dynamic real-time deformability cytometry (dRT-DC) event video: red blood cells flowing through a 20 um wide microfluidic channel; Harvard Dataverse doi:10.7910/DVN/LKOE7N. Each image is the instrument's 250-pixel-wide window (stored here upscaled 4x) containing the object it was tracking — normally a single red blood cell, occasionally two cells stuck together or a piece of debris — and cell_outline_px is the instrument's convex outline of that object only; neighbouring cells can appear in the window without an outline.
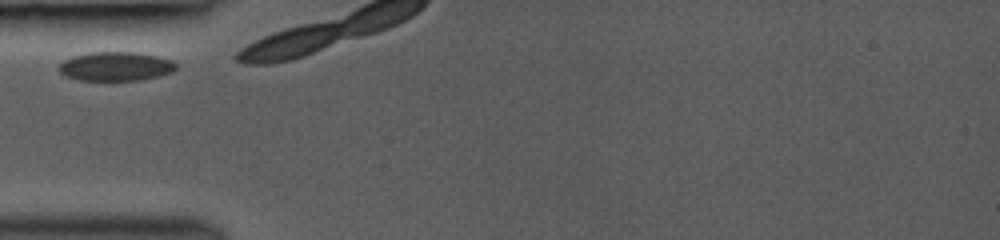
{"species": "common noctule bat (a hibernating species)", "species_latin": "Nyctalus noctula", "temperature_condition": "room temperature", "stored_images_in_passage": 6, "camera_frame_rate_fps": 3000, "um_per_image_px": 0.085, "animal": {"sex": "female", "body_mass_g": 19.0, "forearm_length_mm": 53.3}, "frame": {"image": 1, "passage_image": 1, "time_ms": 0.0, "image_size_px": [1000, 240], "cell_outline_px": [[176, 68], [172, 72], [140, 80], [80, 80], [68, 76], [60, 72], [56, 68], [64, 60], [72, 56], [88, 52], [132, 52], [156, 56], [172, 60], [176, 64]], "centroid_in_image_um": [9.8, 5.63], "position_along_channel_um": 75.2, "area_um2": 19.65}}